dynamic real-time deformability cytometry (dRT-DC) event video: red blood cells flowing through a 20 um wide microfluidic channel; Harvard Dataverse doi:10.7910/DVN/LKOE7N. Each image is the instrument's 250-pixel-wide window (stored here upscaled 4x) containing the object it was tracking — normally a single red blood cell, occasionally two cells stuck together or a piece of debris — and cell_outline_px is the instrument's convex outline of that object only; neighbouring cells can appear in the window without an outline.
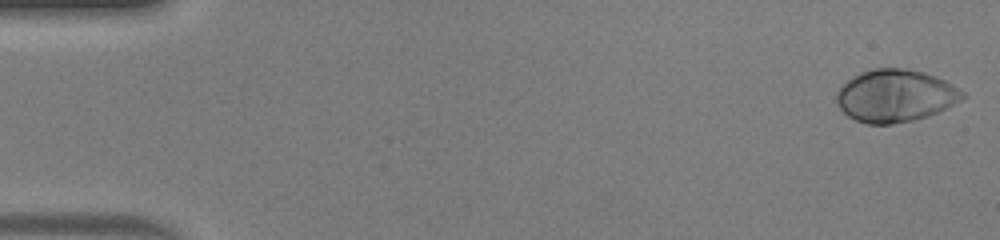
{"species": "human", "species_latin": "Homo sapiens", "temperature_condition": "warm", "stored_images_in_passage": 49, "camera_frame_rate_fps": 3000, "um_per_image_px": 0.085, "donor": {"sex": "male"}, "frame": {"image": 1, "passage_image": 1, "time_ms": 0.0, "image_size_px": [1000, 240], "cell_outline_px": [[968, 96], [928, 116], [912, 120], [892, 124], [868, 124], [856, 120], [848, 116], [836, 104], [836, 92], [852, 76], [860, 72], [876, 68], [904, 68], [924, 72], [936, 76], [952, 84], [964, 92]], "centroid_in_image_um": [76.08, 8.13], "position_along_channel_um": 8.9, "area_um2": 38.38}}
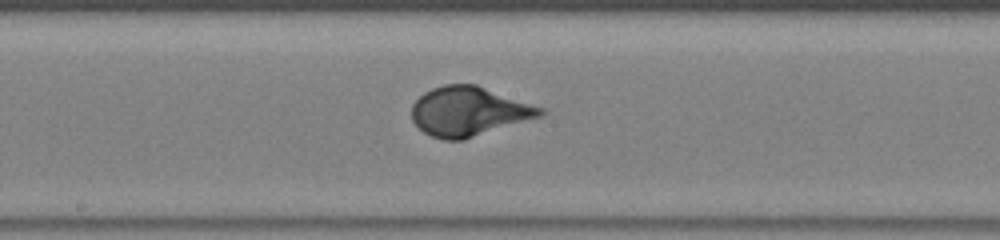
{"frame": {"image": 2, "passage_image": 26, "time_ms": 8.333, "image_size_px": [1000, 240], "cell_outline_px": [[548, 112], [544, 116], [464, 140], [444, 140], [432, 136], [424, 132], [412, 120], [412, 104], [424, 92], [432, 88], [444, 84], [476, 84], [544, 108]], "centroid_in_image_um": [39.89, 9.47], "position_along_channel_um": 208.3, "area_um2": 37.22}}
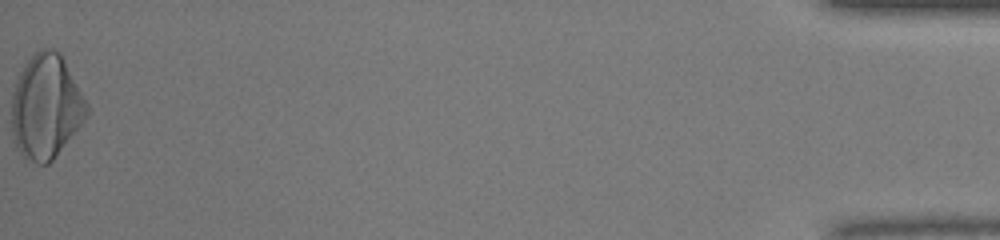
{"frame": {"image": 3, "passage_image": 49, "time_ms": 16.0, "image_size_px": [1000, 240], "cell_outline_px": [[88, 116], [52, 160], [48, 164], [36, 164], [24, 160], [16, 148], [12, 140], [12, 92], [16, 80], [24, 64], [40, 48], [52, 48], [60, 52], [88, 104]], "centroid_in_image_um": [3.89, 9.09], "position_along_channel_um": 431.3, "area_um2": 45.95}}